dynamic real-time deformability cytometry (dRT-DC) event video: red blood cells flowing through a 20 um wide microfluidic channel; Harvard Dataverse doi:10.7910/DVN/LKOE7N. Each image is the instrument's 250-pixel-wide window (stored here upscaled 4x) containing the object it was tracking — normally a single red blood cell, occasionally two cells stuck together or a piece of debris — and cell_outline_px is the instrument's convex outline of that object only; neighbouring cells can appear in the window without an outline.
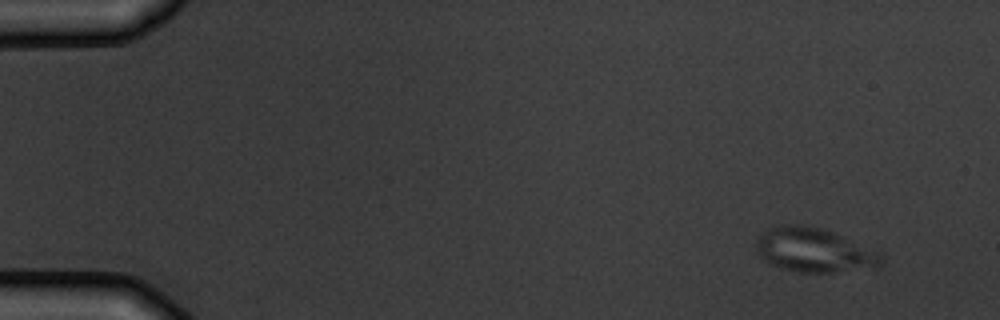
{"species": "common noctule bat (a hibernating species)", "species_latin": "Nyctalus noctula", "temperature_condition": "warm", "stored_images_in_passage": 5, "camera_frame_rate_fps": 3000, "um_per_image_px": 0.085, "animal": {"sex": "male", "body_mass_g": 19.5, "forearm_length_mm": 54.6}, "frame": {"image": 1, "passage_image": 1, "time_ms": 0.0, "image_size_px": [1000, 320], "cell_outline_px": [[884, 260], [880, 268], [832, 272], [796, 272], [780, 268], [768, 264], [756, 252], [756, 236], [768, 228], [780, 224], [800, 224], [820, 228], [880, 248], [884, 256]], "centroid_in_image_um": [69.28, 21.26], "position_along_channel_um": 15.7, "area_um2": 33.47}}